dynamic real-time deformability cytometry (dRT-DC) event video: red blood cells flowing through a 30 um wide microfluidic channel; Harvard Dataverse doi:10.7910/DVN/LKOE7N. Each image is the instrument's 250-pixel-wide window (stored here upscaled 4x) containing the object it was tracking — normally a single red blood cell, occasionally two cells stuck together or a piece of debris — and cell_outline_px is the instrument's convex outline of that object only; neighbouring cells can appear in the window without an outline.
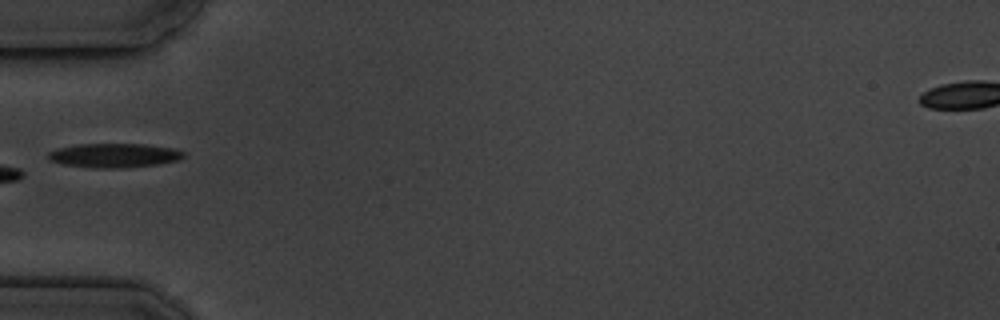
{"species": "common noctule bat (a hibernating species)", "species_latin": "Nyctalus noctula", "temperature_condition": "cold", "stored_images_in_passage": 6, "camera_frame_rate_fps": 3000, "um_per_image_px": 0.085, "animal": {"sex": "male", "body_mass_g": 19.5, "forearm_length_mm": 54.6}, "frame": {"image": 1, "passage_image": 6, "time_ms": 6.667, "image_size_px": [1000, 320], "cell_outline_px": [[184, 156], [180, 160], [160, 164], [124, 168], [92, 168], [64, 164], [48, 160], [48, 152], [60, 148], [76, 144], [144, 144], [172, 148], [184, 152]], "centroid_in_image_um": [9.72, 13.22], "position_along_channel_um": 75.3, "area_um2": 19.13}}